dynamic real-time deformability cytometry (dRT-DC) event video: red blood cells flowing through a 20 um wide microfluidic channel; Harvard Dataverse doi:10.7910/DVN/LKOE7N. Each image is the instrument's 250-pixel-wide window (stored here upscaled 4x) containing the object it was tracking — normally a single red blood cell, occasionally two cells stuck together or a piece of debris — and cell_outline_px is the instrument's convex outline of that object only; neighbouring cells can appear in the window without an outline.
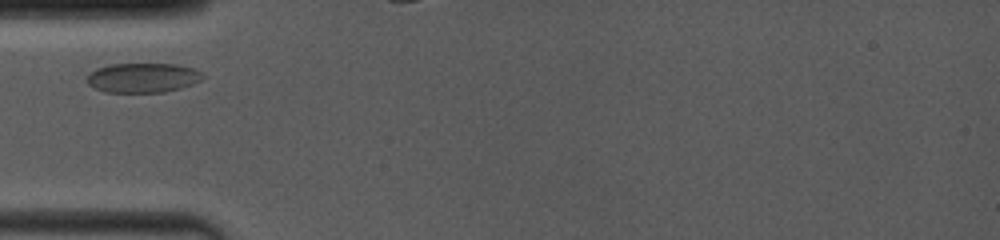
{"species": "common noctule bat (a hibernating species)", "species_latin": "Nyctalus noctula", "temperature_condition": "room temperature", "stored_images_in_passage": 17, "camera_frame_rate_fps": 4000, "um_per_image_px": 0.085, "animal": {"sex": "female", "body_mass_g": 19.0, "forearm_length_mm": 53.3}, "frame": {"image": 1, "passage_image": 1, "time_ms": 0.0, "image_size_px": [1000, 240], "cell_outline_px": [[204, 76], [200, 80], [192, 84], [180, 88], [164, 92], [104, 92], [88, 84], [88, 76], [96, 68], [108, 64], [176, 64], [192, 68], [204, 72]], "centroid_in_image_um": [12.16, 6.6], "position_along_channel_um": 72.8, "area_um2": 19.88}}
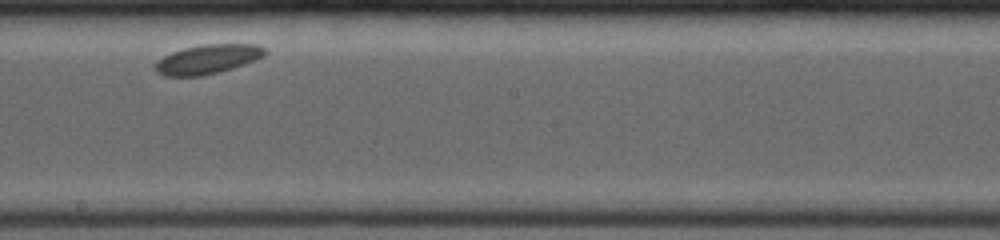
{"frame": {"image": 2, "passage_image": 10, "time_ms": 5.75, "image_size_px": [1000, 240], "cell_outline_px": [[268, 52], [264, 56], [244, 64], [216, 72], [200, 76], [164, 76], [156, 72], [156, 64], [164, 56], [172, 52], [184, 48], [204, 44], [256, 44], [264, 48]], "centroid_in_image_um": [17.67, 5.02], "position_along_channel_um": 230.5, "area_um2": 18.38}}
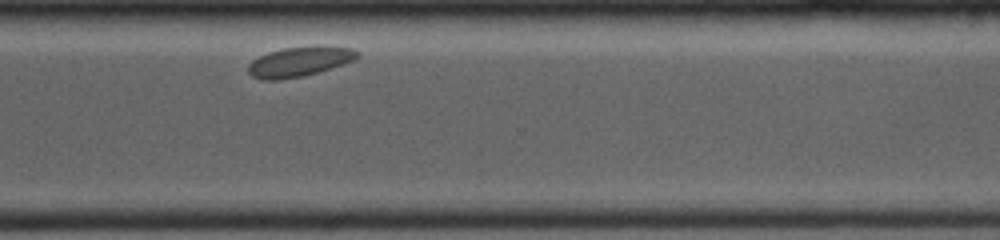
{"frame": {"image": 3, "passage_image": 16, "time_ms": 9.0, "image_size_px": [1000, 240], "cell_outline_px": [[360, 56], [352, 60], [304, 76], [276, 80], [264, 80], [252, 76], [248, 72], [248, 64], [252, 60], [268, 52], [284, 48], [320, 44], [352, 48], [360, 52]], "centroid_in_image_um": [25.45, 5.21], "position_along_channel_um": 345.2, "area_um2": 19.02}}